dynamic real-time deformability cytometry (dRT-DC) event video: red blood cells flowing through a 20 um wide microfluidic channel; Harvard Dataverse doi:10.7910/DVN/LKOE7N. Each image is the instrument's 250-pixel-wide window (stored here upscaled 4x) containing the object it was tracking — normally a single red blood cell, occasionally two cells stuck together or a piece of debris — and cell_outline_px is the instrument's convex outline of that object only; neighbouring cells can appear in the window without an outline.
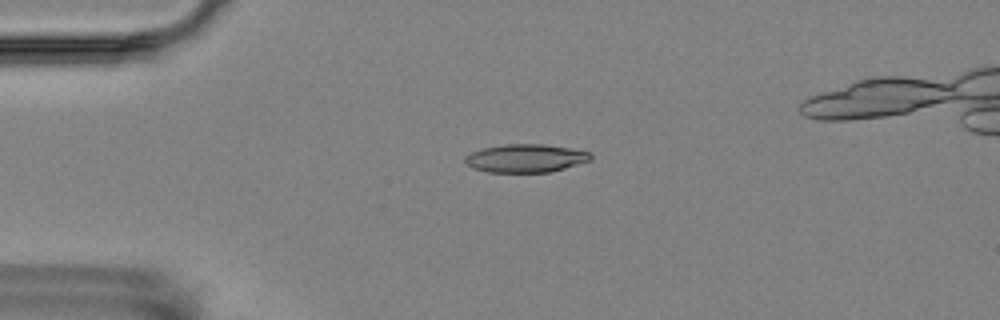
{"species": "Egyptian fruit bat (a non-hibernating species)", "species_latin": "Rousettus aegyptiacus", "temperature_condition": "room temperature", "stored_images_in_passage": 6, "camera_frame_rate_fps": 3000, "um_per_image_px": 0.085, "animal": {"sex": "female"}, "frame": {"image": 1, "passage_image": 4, "time_ms": 3.333, "image_size_px": [1000, 320], "cell_outline_px": [[592, 160], [564, 168], [548, 172], [488, 172], [472, 168], [464, 160], [464, 156], [472, 152], [484, 148], [504, 144], [544, 144], [572, 148], [592, 152]], "centroid_in_image_um": [44.71, 13.44], "position_along_channel_um": 40.3, "area_um2": 20.69}}